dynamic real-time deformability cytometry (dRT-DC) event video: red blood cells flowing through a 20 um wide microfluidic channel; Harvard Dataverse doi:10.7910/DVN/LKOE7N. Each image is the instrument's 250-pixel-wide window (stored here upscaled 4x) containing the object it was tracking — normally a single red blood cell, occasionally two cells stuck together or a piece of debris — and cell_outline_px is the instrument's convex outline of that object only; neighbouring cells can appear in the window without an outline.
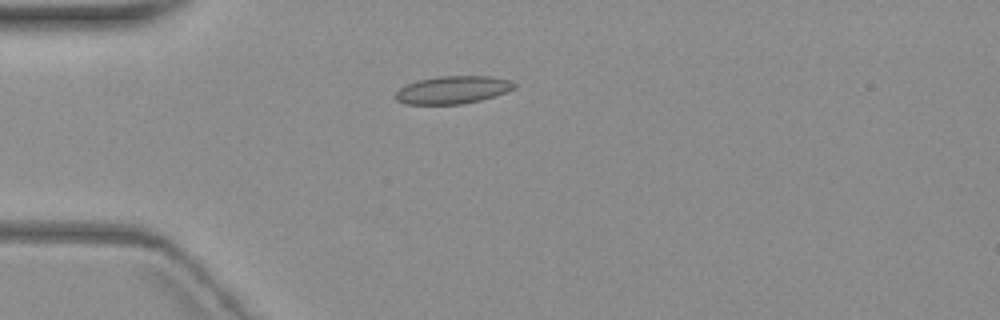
{"species": "common noctule bat (a hibernating species)", "species_latin": "Nyctalus noctula", "temperature_condition": "warm", "stored_images_in_passage": 6, "camera_frame_rate_fps": 3000, "um_per_image_px": 0.085, "animal": {"sex": "female", "body_mass_g": 19.3, "forearm_length_mm": 54.1}, "frame": {"image": 1, "passage_image": 1, "time_ms": 0.0, "image_size_px": [1000, 320], "cell_outline_px": [[516, 88], [480, 100], [460, 104], [404, 104], [396, 100], [396, 92], [400, 88], [416, 80], [440, 76], [492, 76], [508, 80], [516, 84]], "centroid_in_image_um": [38.46, 7.63], "position_along_channel_um": 46.5, "area_um2": 19.02}}
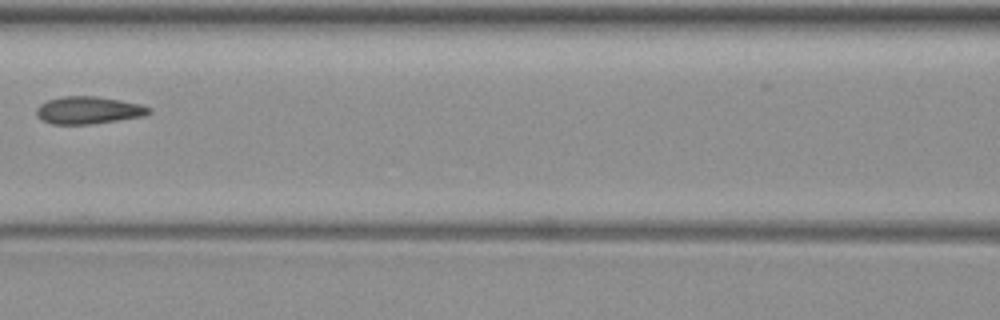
{"frame": {"image": 2, "passage_image": 4, "time_ms": 3.667, "image_size_px": [1000, 320], "cell_outline_px": [[152, 112], [144, 116], [88, 124], [52, 124], [40, 120], [36, 116], [36, 108], [40, 104], [48, 100], [64, 96], [96, 96], [120, 100], [140, 104], [152, 108]], "centroid_in_image_um": [7.5, 9.37], "position_along_channel_um": 159.1, "area_um2": 17.98}}
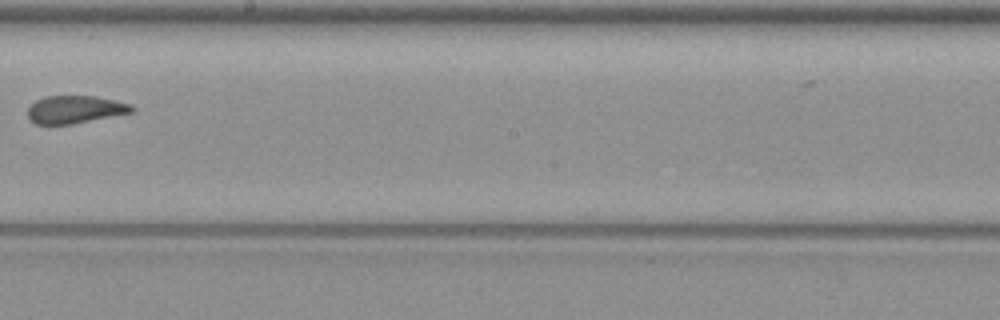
{"frame": {"image": 3, "passage_image": 6, "time_ms": 6.0, "image_size_px": [1000, 320], "cell_outline_px": [[136, 108], [132, 112], [72, 124], [36, 124], [28, 120], [28, 108], [36, 100], [44, 96], [96, 96], [116, 100], [132, 104]], "centroid_in_image_um": [6.38, 9.3], "position_along_channel_um": 241.8, "area_um2": 16.88}}